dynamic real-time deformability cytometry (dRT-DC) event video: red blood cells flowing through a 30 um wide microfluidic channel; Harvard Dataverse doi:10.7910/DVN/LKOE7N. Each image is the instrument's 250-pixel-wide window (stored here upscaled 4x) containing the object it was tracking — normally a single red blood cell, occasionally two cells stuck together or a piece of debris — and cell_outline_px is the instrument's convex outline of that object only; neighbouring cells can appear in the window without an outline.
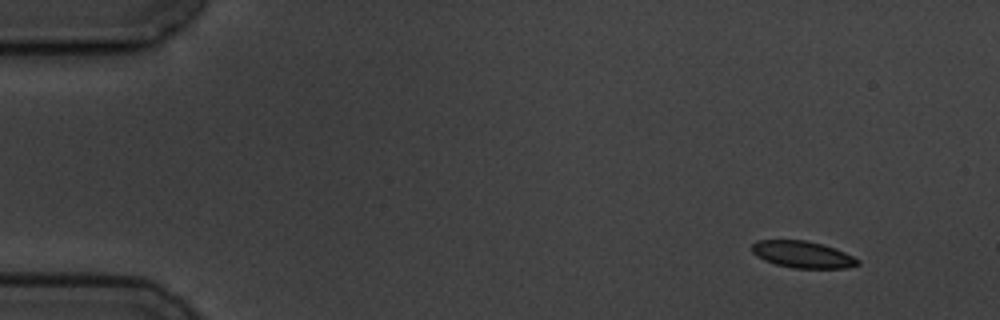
{"species": "common noctule bat (a hibernating species)", "species_latin": "Nyctalus noctula", "temperature_condition": "cold", "stored_images_in_passage": 9, "camera_frame_rate_fps": 3000, "um_per_image_px": 0.085, "animal": {"sex": "male", "body_mass_g": 19.5, "forearm_length_mm": 54.6}, "frame": {"image": 1, "passage_image": 1, "time_ms": 0.0, "image_size_px": [1000, 320], "cell_outline_px": [[860, 264], [844, 268], [792, 268], [776, 264], [764, 260], [756, 256], [752, 252], [752, 244], [756, 240], [804, 240], [820, 244], [844, 252], [860, 260]], "centroid_in_image_um": [68.18, 21.63], "position_along_channel_um": 16.8, "area_um2": 16.36}}
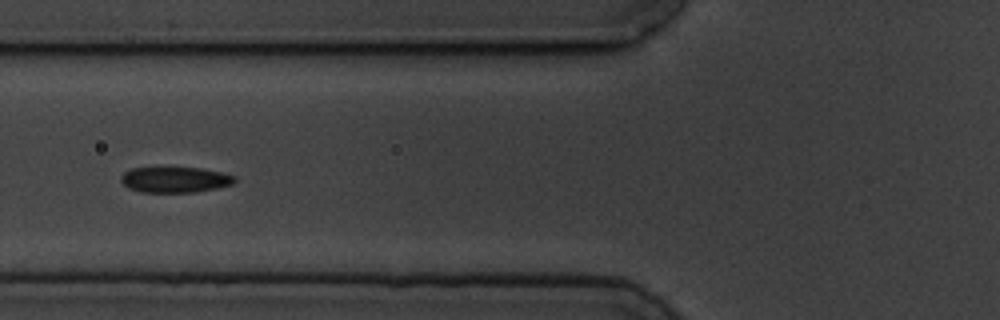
{"frame": {"image": 2, "passage_image": 6, "time_ms": 5.667, "image_size_px": [1000, 320], "cell_outline_px": [[236, 180], [232, 184], [216, 188], [196, 192], [140, 192], [128, 188], [120, 180], [120, 176], [124, 172], [132, 168], [200, 168], [220, 172], [236, 176]], "centroid_in_image_um": [14.86, 15.28], "position_along_channel_um": 110.9, "area_um2": 16.94}}
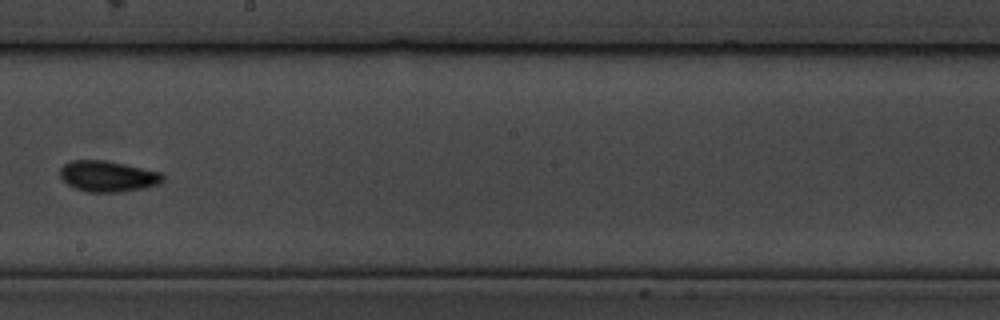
{"frame": {"image": 3, "passage_image": 9, "time_ms": 9.333, "image_size_px": [1000, 320], "cell_outline_px": [[164, 180], [160, 184], [144, 188], [120, 192], [88, 192], [76, 188], [68, 184], [60, 176], [60, 168], [64, 164], [72, 160], [104, 160], [164, 172]], "centroid_in_image_um": [9.21, 14.98], "position_along_channel_um": 239.0, "area_um2": 18.61}}